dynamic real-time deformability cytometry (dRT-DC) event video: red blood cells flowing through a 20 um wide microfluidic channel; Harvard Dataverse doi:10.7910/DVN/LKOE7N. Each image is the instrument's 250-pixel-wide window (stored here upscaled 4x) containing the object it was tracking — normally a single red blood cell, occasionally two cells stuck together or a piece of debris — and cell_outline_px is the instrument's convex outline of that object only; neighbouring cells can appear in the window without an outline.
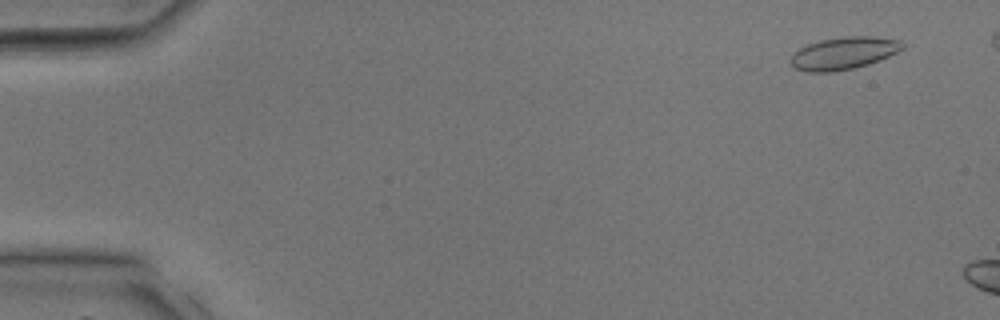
{"species": "common noctule bat (a hibernating species)", "species_latin": "Nyctalus noctula", "temperature_condition": "room temperature", "stored_images_in_passage": 6, "camera_frame_rate_fps": 3000, "um_per_image_px": 0.085, "animal": {"sex": "male", "body_mass_g": 17.9, "forearm_length_mm": 54.2}, "frame": {"image": 1, "passage_image": 3, "time_ms": 0.667, "image_size_px": [1000, 320], "cell_outline_px": [[904, 48], [880, 60], [868, 64], [852, 68], [832, 72], [804, 72], [796, 68], [792, 64], [792, 56], [800, 48], [808, 44], [820, 40], [844, 36], [872, 36], [900, 40], [904, 44]], "centroid_in_image_um": [71.73, 4.51], "position_along_channel_um": 13.3, "area_um2": 20.92}}